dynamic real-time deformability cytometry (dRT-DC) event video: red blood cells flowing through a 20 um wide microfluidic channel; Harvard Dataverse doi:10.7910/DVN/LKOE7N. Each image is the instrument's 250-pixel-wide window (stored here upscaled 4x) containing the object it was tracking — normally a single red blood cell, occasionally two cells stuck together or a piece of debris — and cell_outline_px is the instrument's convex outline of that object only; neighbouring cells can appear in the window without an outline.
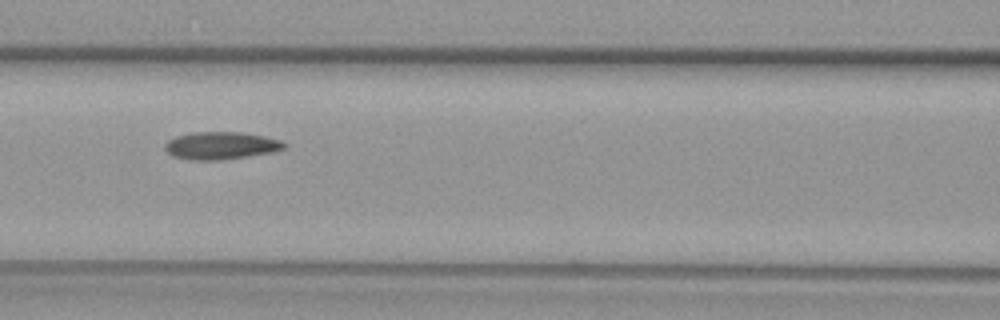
{"species": "common noctule bat (a hibernating species)", "species_latin": "Nyctalus noctula", "temperature_condition": "warm", "stored_images_in_passage": 30, "camera_frame_rate_fps": 3000, "um_per_image_px": 0.085, "animal": {"sex": "female", "body_mass_g": 29.2, "forearm_length_mm": 56.3}, "frame": {"image": 1, "passage_image": 22, "time_ms": 7.0, "image_size_px": [1000, 320], "cell_outline_px": [[288, 144], [284, 148], [272, 152], [248, 156], [220, 160], [188, 160], [172, 156], [164, 148], [164, 144], [168, 140], [176, 136], [192, 132], [240, 132], [264, 136], [280, 140]], "centroid_in_image_um": [18.75, 12.37], "position_along_channel_um": 147.8, "area_um2": 19.19}}